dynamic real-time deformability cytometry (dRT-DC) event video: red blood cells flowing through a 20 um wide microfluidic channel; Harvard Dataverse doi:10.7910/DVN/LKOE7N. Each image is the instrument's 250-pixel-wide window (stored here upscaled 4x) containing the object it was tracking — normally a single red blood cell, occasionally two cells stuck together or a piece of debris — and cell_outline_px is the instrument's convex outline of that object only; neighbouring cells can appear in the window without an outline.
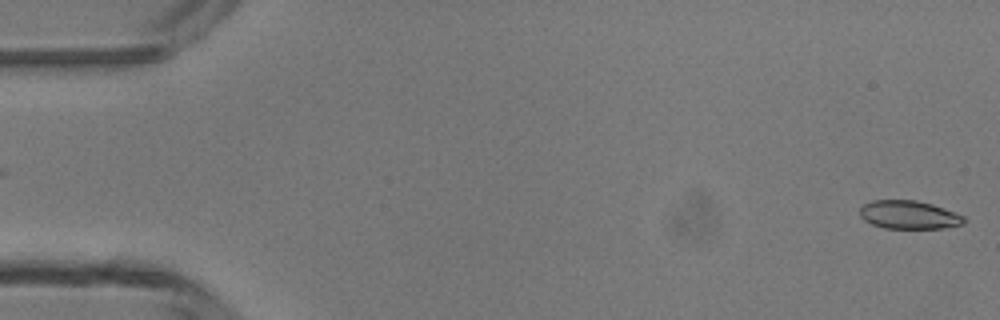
{"species": "common noctule bat (a hibernating species)", "species_latin": "Nyctalus noctula", "temperature_condition": "room temperature", "stored_images_in_passage": 6, "camera_frame_rate_fps": 3000, "um_per_image_px": 0.085, "animal": {"sex": "male", "body_mass_g": 13.3}, "frame": {"image": 1, "passage_image": 6, "time_ms": 5.667, "image_size_px": [1000, 320], "cell_outline_px": [[968, 220], [964, 224], [944, 228], [884, 228], [872, 224], [864, 220], [860, 216], [860, 208], [864, 204], [872, 200], [916, 200], [932, 204], [964, 216]], "centroid_in_image_um": [77.27, 18.26], "position_along_channel_um": 7.7, "area_um2": 17.22}}